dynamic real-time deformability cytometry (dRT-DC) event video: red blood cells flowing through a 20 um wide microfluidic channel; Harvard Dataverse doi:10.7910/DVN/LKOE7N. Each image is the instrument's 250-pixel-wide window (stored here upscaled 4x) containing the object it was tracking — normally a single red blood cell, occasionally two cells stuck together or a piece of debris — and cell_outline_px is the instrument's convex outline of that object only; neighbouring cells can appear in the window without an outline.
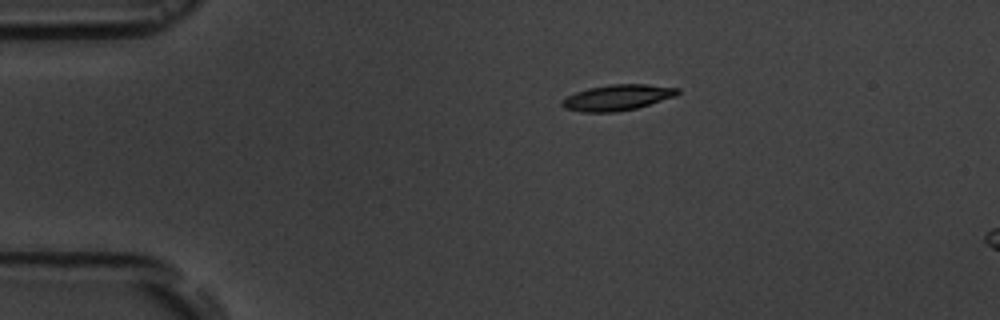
{"species": "common noctule bat (a hibernating species)", "species_latin": "Nyctalus noctula", "temperature_condition": "room temperature", "stored_images_in_passage": 2, "camera_frame_rate_fps": 3000, "um_per_image_px": 0.085, "animal": {"sex": "male", "body_mass_g": 19.5, "forearm_length_mm": 54.6}, "frame": {"image": 1, "passage_image": 1, "time_ms": 0.0, "image_size_px": [1000, 320], "cell_outline_px": [[680, 92], [676, 96], [636, 108], [616, 112], [580, 112], [564, 108], [560, 104], [560, 100], [576, 92], [588, 88], [612, 84], [648, 84], [680, 88]], "centroid_in_image_um": [52.47, 8.29], "position_along_channel_um": 32.5, "area_um2": 17.46}}